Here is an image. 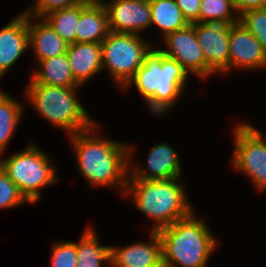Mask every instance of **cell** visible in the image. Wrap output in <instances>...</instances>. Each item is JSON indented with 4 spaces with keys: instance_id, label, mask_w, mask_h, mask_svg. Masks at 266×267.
Returning <instances> with one entry per match:
<instances>
[{
    "instance_id": "2e32d148",
    "label": "cell",
    "mask_w": 266,
    "mask_h": 267,
    "mask_svg": "<svg viewBox=\"0 0 266 267\" xmlns=\"http://www.w3.org/2000/svg\"><path fill=\"white\" fill-rule=\"evenodd\" d=\"M109 32L108 14L102 0H90L88 3L79 4L75 43L101 44Z\"/></svg>"
},
{
    "instance_id": "f1b7e54d",
    "label": "cell",
    "mask_w": 266,
    "mask_h": 267,
    "mask_svg": "<svg viewBox=\"0 0 266 267\" xmlns=\"http://www.w3.org/2000/svg\"><path fill=\"white\" fill-rule=\"evenodd\" d=\"M176 2L178 8L190 24L200 23L201 0H176Z\"/></svg>"
},
{
    "instance_id": "6da1fadb",
    "label": "cell",
    "mask_w": 266,
    "mask_h": 267,
    "mask_svg": "<svg viewBox=\"0 0 266 267\" xmlns=\"http://www.w3.org/2000/svg\"><path fill=\"white\" fill-rule=\"evenodd\" d=\"M99 124L69 136L82 175L97 187L127 186L129 175V146L115 140L94 136ZM93 133V134H92ZM91 134V135H90Z\"/></svg>"
},
{
    "instance_id": "7a4b0ae2",
    "label": "cell",
    "mask_w": 266,
    "mask_h": 267,
    "mask_svg": "<svg viewBox=\"0 0 266 267\" xmlns=\"http://www.w3.org/2000/svg\"><path fill=\"white\" fill-rule=\"evenodd\" d=\"M188 73L175 59L152 49L144 63L122 90L134 84L155 115L169 111L185 89Z\"/></svg>"
},
{
    "instance_id": "e0dca14e",
    "label": "cell",
    "mask_w": 266,
    "mask_h": 267,
    "mask_svg": "<svg viewBox=\"0 0 266 267\" xmlns=\"http://www.w3.org/2000/svg\"><path fill=\"white\" fill-rule=\"evenodd\" d=\"M67 56L73 77L80 86L102 69L101 44L99 43L70 44Z\"/></svg>"
},
{
    "instance_id": "44dd1931",
    "label": "cell",
    "mask_w": 266,
    "mask_h": 267,
    "mask_svg": "<svg viewBox=\"0 0 266 267\" xmlns=\"http://www.w3.org/2000/svg\"><path fill=\"white\" fill-rule=\"evenodd\" d=\"M151 7V26L162 30L163 37L183 29L190 23L177 6L176 0H149Z\"/></svg>"
},
{
    "instance_id": "cb8c5ba5",
    "label": "cell",
    "mask_w": 266,
    "mask_h": 267,
    "mask_svg": "<svg viewBox=\"0 0 266 267\" xmlns=\"http://www.w3.org/2000/svg\"><path fill=\"white\" fill-rule=\"evenodd\" d=\"M233 10L236 12L233 0H201L200 23H238L239 16H233Z\"/></svg>"
},
{
    "instance_id": "4fadbf2b",
    "label": "cell",
    "mask_w": 266,
    "mask_h": 267,
    "mask_svg": "<svg viewBox=\"0 0 266 267\" xmlns=\"http://www.w3.org/2000/svg\"><path fill=\"white\" fill-rule=\"evenodd\" d=\"M133 147H129V179L143 180H169L179 178L181 167L179 157L174 148L167 143L154 145L147 158V170L139 167H132L131 155ZM132 167V168H131ZM144 169V170H143ZM131 172V173H130Z\"/></svg>"
},
{
    "instance_id": "8992f818",
    "label": "cell",
    "mask_w": 266,
    "mask_h": 267,
    "mask_svg": "<svg viewBox=\"0 0 266 267\" xmlns=\"http://www.w3.org/2000/svg\"><path fill=\"white\" fill-rule=\"evenodd\" d=\"M48 156L30 143L23 151L0 160V167L30 204L40 199V189L59 180Z\"/></svg>"
},
{
    "instance_id": "603a6c76",
    "label": "cell",
    "mask_w": 266,
    "mask_h": 267,
    "mask_svg": "<svg viewBox=\"0 0 266 267\" xmlns=\"http://www.w3.org/2000/svg\"><path fill=\"white\" fill-rule=\"evenodd\" d=\"M69 45L75 43L79 22V5L54 10L42 17Z\"/></svg>"
},
{
    "instance_id": "484cf974",
    "label": "cell",
    "mask_w": 266,
    "mask_h": 267,
    "mask_svg": "<svg viewBox=\"0 0 266 267\" xmlns=\"http://www.w3.org/2000/svg\"><path fill=\"white\" fill-rule=\"evenodd\" d=\"M26 202L29 203L16 184L0 167V209L12 208Z\"/></svg>"
},
{
    "instance_id": "4316f807",
    "label": "cell",
    "mask_w": 266,
    "mask_h": 267,
    "mask_svg": "<svg viewBox=\"0 0 266 267\" xmlns=\"http://www.w3.org/2000/svg\"><path fill=\"white\" fill-rule=\"evenodd\" d=\"M52 247V267H76L77 254L75 242H56L53 243Z\"/></svg>"
},
{
    "instance_id": "30bf717a",
    "label": "cell",
    "mask_w": 266,
    "mask_h": 267,
    "mask_svg": "<svg viewBox=\"0 0 266 267\" xmlns=\"http://www.w3.org/2000/svg\"><path fill=\"white\" fill-rule=\"evenodd\" d=\"M108 14V27L114 33L141 34L151 25L149 0H112L103 2Z\"/></svg>"
},
{
    "instance_id": "7c38bea8",
    "label": "cell",
    "mask_w": 266,
    "mask_h": 267,
    "mask_svg": "<svg viewBox=\"0 0 266 267\" xmlns=\"http://www.w3.org/2000/svg\"><path fill=\"white\" fill-rule=\"evenodd\" d=\"M266 68V50L240 22L230 24L229 70Z\"/></svg>"
},
{
    "instance_id": "f546056e",
    "label": "cell",
    "mask_w": 266,
    "mask_h": 267,
    "mask_svg": "<svg viewBox=\"0 0 266 267\" xmlns=\"http://www.w3.org/2000/svg\"><path fill=\"white\" fill-rule=\"evenodd\" d=\"M236 14L241 15L250 10L266 7V0H233Z\"/></svg>"
},
{
    "instance_id": "5b68a950",
    "label": "cell",
    "mask_w": 266,
    "mask_h": 267,
    "mask_svg": "<svg viewBox=\"0 0 266 267\" xmlns=\"http://www.w3.org/2000/svg\"><path fill=\"white\" fill-rule=\"evenodd\" d=\"M27 88L25 95L29 103L47 121L67 131L68 136L87 130L97 123L77 100L75 95L78 87L28 84Z\"/></svg>"
},
{
    "instance_id": "7402d4cb",
    "label": "cell",
    "mask_w": 266,
    "mask_h": 267,
    "mask_svg": "<svg viewBox=\"0 0 266 267\" xmlns=\"http://www.w3.org/2000/svg\"><path fill=\"white\" fill-rule=\"evenodd\" d=\"M23 105L0 90V154L4 153L21 119Z\"/></svg>"
},
{
    "instance_id": "52a82bcc",
    "label": "cell",
    "mask_w": 266,
    "mask_h": 267,
    "mask_svg": "<svg viewBox=\"0 0 266 267\" xmlns=\"http://www.w3.org/2000/svg\"><path fill=\"white\" fill-rule=\"evenodd\" d=\"M151 50L150 43L141 35L110 31L101 42L102 70L108 67L109 74L122 89Z\"/></svg>"
},
{
    "instance_id": "9a60e30c",
    "label": "cell",
    "mask_w": 266,
    "mask_h": 267,
    "mask_svg": "<svg viewBox=\"0 0 266 267\" xmlns=\"http://www.w3.org/2000/svg\"><path fill=\"white\" fill-rule=\"evenodd\" d=\"M28 47V15L21 13L0 29V79Z\"/></svg>"
},
{
    "instance_id": "3957f363",
    "label": "cell",
    "mask_w": 266,
    "mask_h": 267,
    "mask_svg": "<svg viewBox=\"0 0 266 267\" xmlns=\"http://www.w3.org/2000/svg\"><path fill=\"white\" fill-rule=\"evenodd\" d=\"M158 234L163 267H205L217 246V239L194 211L162 228Z\"/></svg>"
},
{
    "instance_id": "d4e9b609",
    "label": "cell",
    "mask_w": 266,
    "mask_h": 267,
    "mask_svg": "<svg viewBox=\"0 0 266 267\" xmlns=\"http://www.w3.org/2000/svg\"><path fill=\"white\" fill-rule=\"evenodd\" d=\"M239 22L251 32L266 50V7L239 15Z\"/></svg>"
},
{
    "instance_id": "ac0fdd59",
    "label": "cell",
    "mask_w": 266,
    "mask_h": 267,
    "mask_svg": "<svg viewBox=\"0 0 266 267\" xmlns=\"http://www.w3.org/2000/svg\"><path fill=\"white\" fill-rule=\"evenodd\" d=\"M32 18L28 16L29 47L33 46L36 60L42 61L67 53L69 44L49 24L41 18L32 22Z\"/></svg>"
},
{
    "instance_id": "83f0119b",
    "label": "cell",
    "mask_w": 266,
    "mask_h": 267,
    "mask_svg": "<svg viewBox=\"0 0 266 267\" xmlns=\"http://www.w3.org/2000/svg\"><path fill=\"white\" fill-rule=\"evenodd\" d=\"M90 0H36L35 5L23 13L33 18H42L46 14L63 8L88 3Z\"/></svg>"
},
{
    "instance_id": "ffe728a7",
    "label": "cell",
    "mask_w": 266,
    "mask_h": 267,
    "mask_svg": "<svg viewBox=\"0 0 266 267\" xmlns=\"http://www.w3.org/2000/svg\"><path fill=\"white\" fill-rule=\"evenodd\" d=\"M92 226L84 231L76 244V267H102L103 262L111 265V246L100 245Z\"/></svg>"
},
{
    "instance_id": "5bb4252c",
    "label": "cell",
    "mask_w": 266,
    "mask_h": 267,
    "mask_svg": "<svg viewBox=\"0 0 266 267\" xmlns=\"http://www.w3.org/2000/svg\"><path fill=\"white\" fill-rule=\"evenodd\" d=\"M151 242L126 247L111 246L112 267H163L162 245L158 232H150Z\"/></svg>"
},
{
    "instance_id": "8fae6325",
    "label": "cell",
    "mask_w": 266,
    "mask_h": 267,
    "mask_svg": "<svg viewBox=\"0 0 266 267\" xmlns=\"http://www.w3.org/2000/svg\"><path fill=\"white\" fill-rule=\"evenodd\" d=\"M195 33L208 67L214 73L217 71L227 73L229 70L230 24L195 23Z\"/></svg>"
},
{
    "instance_id": "ba28073f",
    "label": "cell",
    "mask_w": 266,
    "mask_h": 267,
    "mask_svg": "<svg viewBox=\"0 0 266 267\" xmlns=\"http://www.w3.org/2000/svg\"><path fill=\"white\" fill-rule=\"evenodd\" d=\"M233 138L232 166L249 176L259 191L266 190V137L252 125L243 123L235 128Z\"/></svg>"
},
{
    "instance_id": "9c48e42d",
    "label": "cell",
    "mask_w": 266,
    "mask_h": 267,
    "mask_svg": "<svg viewBox=\"0 0 266 267\" xmlns=\"http://www.w3.org/2000/svg\"><path fill=\"white\" fill-rule=\"evenodd\" d=\"M164 41L168 49L158 50L179 62L188 74L193 73L202 79L214 74L208 67L203 49L197 41L195 23L167 34Z\"/></svg>"
},
{
    "instance_id": "d6986e66",
    "label": "cell",
    "mask_w": 266,
    "mask_h": 267,
    "mask_svg": "<svg viewBox=\"0 0 266 267\" xmlns=\"http://www.w3.org/2000/svg\"><path fill=\"white\" fill-rule=\"evenodd\" d=\"M29 84H47L60 87H80L73 77L67 53L38 61Z\"/></svg>"
},
{
    "instance_id": "277c9868",
    "label": "cell",
    "mask_w": 266,
    "mask_h": 267,
    "mask_svg": "<svg viewBox=\"0 0 266 267\" xmlns=\"http://www.w3.org/2000/svg\"><path fill=\"white\" fill-rule=\"evenodd\" d=\"M178 180H127L123 194L130 195L137 209L152 218L155 226L151 231L158 232L193 212Z\"/></svg>"
}]
</instances>
